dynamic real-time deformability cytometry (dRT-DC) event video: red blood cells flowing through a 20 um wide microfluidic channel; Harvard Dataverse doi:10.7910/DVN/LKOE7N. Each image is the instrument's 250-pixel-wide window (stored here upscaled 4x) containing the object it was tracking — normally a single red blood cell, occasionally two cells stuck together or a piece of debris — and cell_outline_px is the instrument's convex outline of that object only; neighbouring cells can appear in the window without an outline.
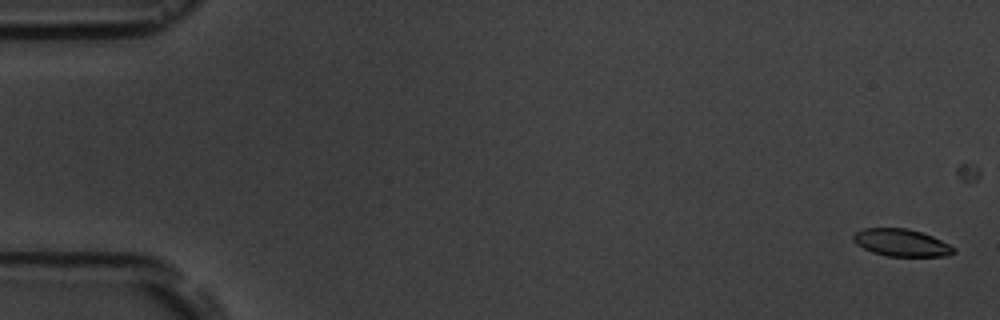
{"species": "common noctule bat (a hibernating species)", "species_latin": "Nyctalus noctula", "temperature_condition": "room temperature", "stored_images_in_passage": 3, "camera_frame_rate_fps": 3000, "um_per_image_px": 0.085, "animal": {"sex": "male", "body_mass_g": 19.5, "forearm_length_mm": 54.6}, "frame": {"image": 1, "passage_image": 1, "time_ms": 0.0, "image_size_px": [1000, 320], "cell_outline_px": [[956, 252], [948, 256], [888, 256], [872, 252], [856, 244], [852, 240], [852, 236], [856, 232], [864, 228], [908, 228], [932, 236], [956, 248]], "centroid_in_image_um": [76.61, 20.63], "position_along_channel_um": 8.4, "area_um2": 15.95}}